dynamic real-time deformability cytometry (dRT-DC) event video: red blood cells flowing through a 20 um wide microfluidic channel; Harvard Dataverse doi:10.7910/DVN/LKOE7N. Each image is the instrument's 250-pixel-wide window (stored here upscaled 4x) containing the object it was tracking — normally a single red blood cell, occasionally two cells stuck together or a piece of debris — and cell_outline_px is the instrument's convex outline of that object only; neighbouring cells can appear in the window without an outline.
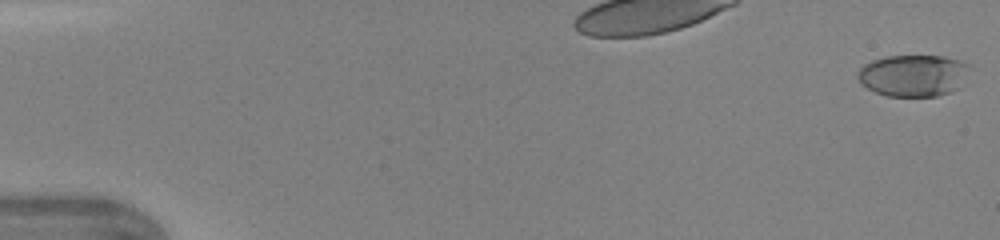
{"species": "human", "species_latin": "Homo sapiens", "temperature_condition": "warm", "stored_images_in_passage": 45, "camera_frame_rate_fps": 3000, "um_per_image_px": 0.085, "donor": {"sex": "female"}, "frame": {"image": 1, "passage_image": 1, "time_ms": 0.0, "image_size_px": [1000, 240], "cell_outline_px": [[968, 64], [960, 88], [952, 92], [936, 96], [888, 96], [876, 92], [860, 84], [856, 76], [860, 68], [864, 64], [872, 60], [888, 56], [944, 56], [960, 60]], "centroid_in_image_um": [77.59, 6.42], "position_along_channel_um": 7.4, "area_um2": 27.17}}
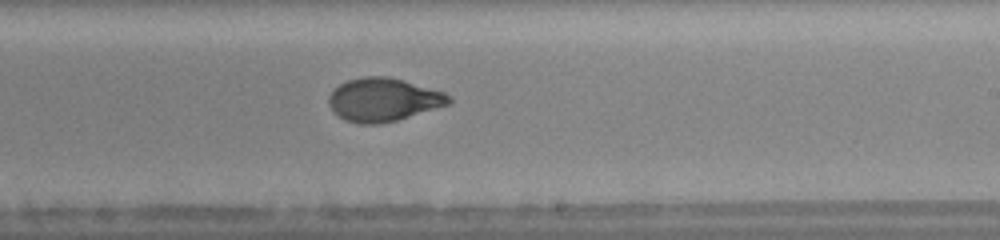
{"frame": {"image": 2, "passage_image": 28, "time_ms": 9.0, "image_size_px": [1000, 240], "cell_outline_px": [[452, 100], [448, 104], [396, 120], [380, 124], [360, 124], [344, 120], [328, 104], [328, 96], [340, 84], [348, 80], [364, 76], [384, 76], [400, 80], [444, 92]], "centroid_in_image_um": [32.54, 8.48], "position_along_channel_um": 256.5, "area_um2": 29.65}}
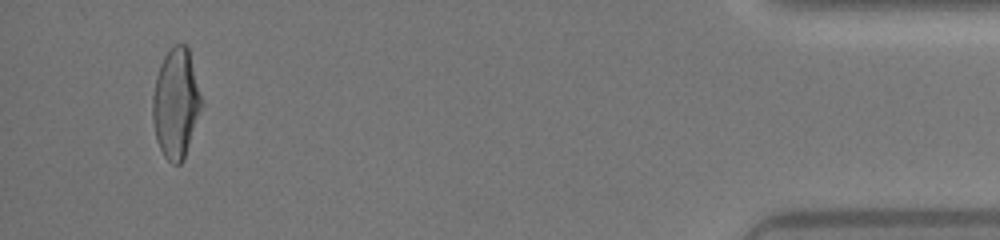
{"frame": {"image": 3, "passage_image": 43, "time_ms": 14.0, "image_size_px": [1000, 240], "cell_outline_px": [[200, 108], [184, 160], [180, 164], [172, 164], [164, 156], [156, 140], [152, 116], [152, 96], [156, 76], [160, 64], [164, 56], [176, 44], [184, 44], [188, 48], [200, 96]], "centroid_in_image_um": [14.9, 8.82], "position_along_channel_um": 420.3, "area_um2": 30.46}}